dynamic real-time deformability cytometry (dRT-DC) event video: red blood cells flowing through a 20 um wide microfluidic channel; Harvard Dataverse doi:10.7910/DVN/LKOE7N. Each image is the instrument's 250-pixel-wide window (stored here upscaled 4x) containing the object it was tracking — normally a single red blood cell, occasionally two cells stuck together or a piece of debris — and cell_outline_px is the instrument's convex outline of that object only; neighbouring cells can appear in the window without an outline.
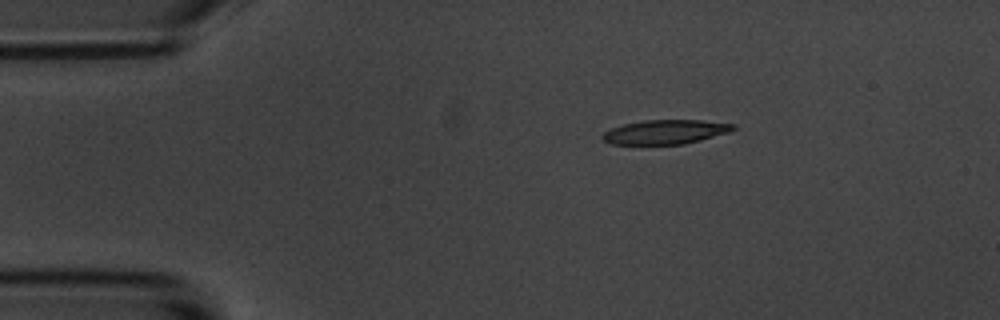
{"species": "common noctule bat (a hibernating species)", "species_latin": "Nyctalus noctula", "temperature_condition": "room temperature", "stored_images_in_passage": 5, "camera_frame_rate_fps": 3000, "um_per_image_px": 0.085, "animal": {"sex": "male", "body_mass_g": 20.1, "forearm_length_mm": 53.5}, "frame": {"image": 1, "passage_image": 1, "time_ms": 0.0, "image_size_px": [1000, 320], "cell_outline_px": [[736, 128], [728, 132], [700, 140], [684, 144], [612, 144], [604, 140], [600, 136], [604, 132], [612, 128], [624, 124], [644, 120], [704, 120], [736, 124]], "centroid_in_image_um": [56.57, 11.21], "position_along_channel_um": 28.4, "area_um2": 18.38}}
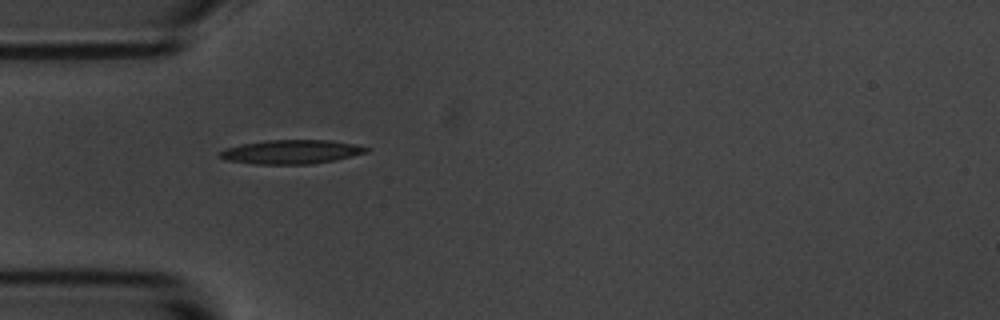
{"frame": {"image": 2, "passage_image": 3, "time_ms": 2.333, "image_size_px": [1000, 320], "cell_outline_px": [[372, 148], [368, 152], [336, 160], [312, 164], [252, 164], [224, 160], [220, 156], [220, 152], [224, 148], [240, 144], [264, 140], [328, 140], [356, 144]], "centroid_in_image_um": [24.76, 12.91], "position_along_channel_um": 60.2, "area_um2": 20.75}}
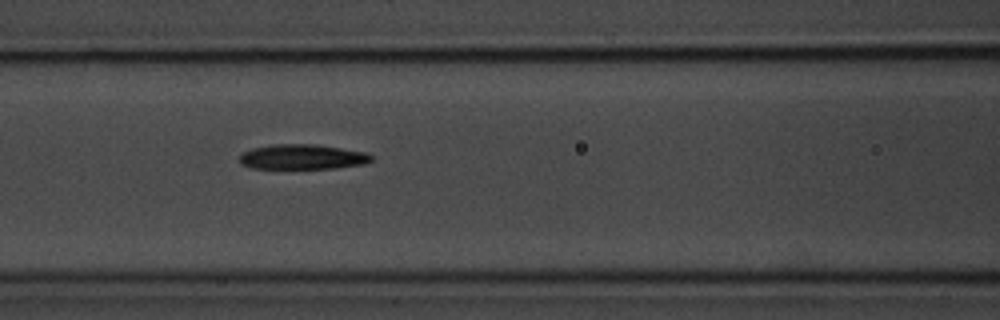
{"frame": {"image": 3, "passage_image": 5, "time_ms": 4.667, "image_size_px": [1000, 320], "cell_outline_px": [[372, 160], [364, 164], [336, 168], [252, 168], [240, 164], [240, 156], [244, 152], [252, 148], [272, 144], [316, 144], [364, 152], [372, 156]], "centroid_in_image_um": [25.69, 13.33], "position_along_channel_um": 140.9, "area_um2": 19.07}}